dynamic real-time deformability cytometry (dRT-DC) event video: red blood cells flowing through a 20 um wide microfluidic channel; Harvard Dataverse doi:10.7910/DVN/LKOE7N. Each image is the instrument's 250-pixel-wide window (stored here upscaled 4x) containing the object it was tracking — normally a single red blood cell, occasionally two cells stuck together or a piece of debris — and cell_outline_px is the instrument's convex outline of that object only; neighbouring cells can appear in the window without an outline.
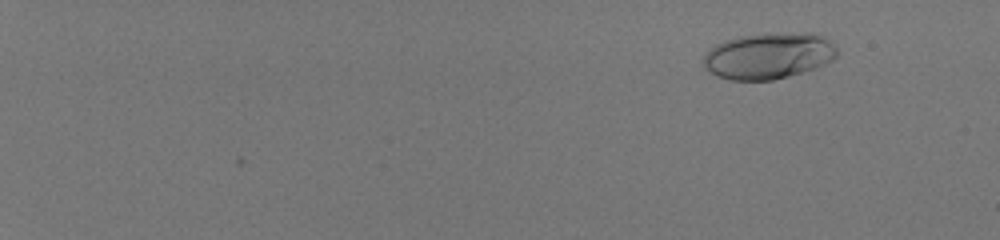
{"species": "human", "species_latin": "Homo sapiens", "temperature_condition": "room temperature", "stored_images_in_passage": 57, "camera_frame_rate_fps": 3000, "um_per_image_px": 0.085, "donor": {"sex": "male"}, "frame": {"image": 1, "passage_image": 8, "time_ms": 2.333, "image_size_px": [1000, 240], "cell_outline_px": [[836, 56], [832, 60], [816, 68], [788, 76], [772, 80], [732, 80], [716, 76], [708, 72], [704, 68], [700, 60], [716, 44], [724, 40], [744, 36], [804, 32], [812, 32], [828, 40], [836, 48]], "centroid_in_image_um": [65.29, 4.77], "position_along_channel_um": 19.7, "area_um2": 35.72}}
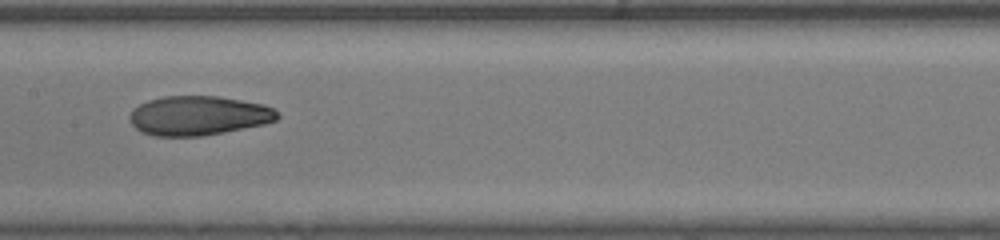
{"frame": {"image": 2, "passage_image": 36, "time_ms": 11.667, "image_size_px": [1000, 240], "cell_outline_px": [[280, 116], [276, 120], [264, 124], [224, 132], [200, 136], [156, 136], [140, 132], [128, 120], [128, 116], [132, 108], [148, 100], [164, 96], [216, 96], [264, 104], [272, 108]], "centroid_in_image_um": [16.82, 9.83], "position_along_channel_um": 190.6, "area_um2": 33.93}}
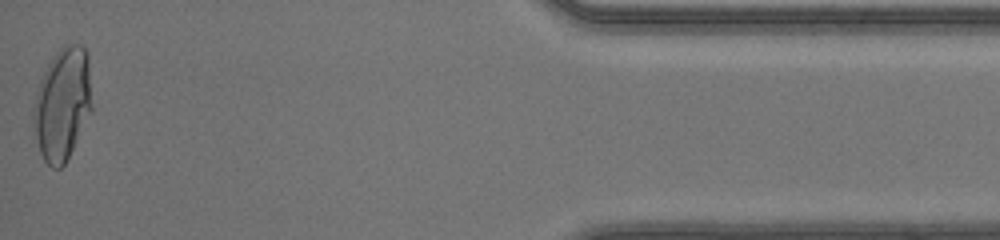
{"frame": {"image": 3, "passage_image": 57, "time_ms": 18.667, "image_size_px": [1000, 240], "cell_outline_px": [[92, 112], [64, 164], [60, 168], [52, 168], [44, 160], [40, 152], [36, 140], [32, 120], [32, 108], [36, 92], [40, 80], [52, 56], [64, 44], [80, 44], [88, 52], [92, 104]], "centroid_in_image_um": [5.3, 8.82], "position_along_channel_um": 429.9, "area_um2": 38.67}, "authors_computed_cell_mechanics": {"area_um2": 33.9864, "velocity_mm_per_s": 4.1681, "shape_relaxation_time_tau1_ms": 9.19, "shape_relaxation_time_tau2_ms": 1.1397, "deformation_change_tau1": 0.306, "deformation_change_tau2": 0.0663}}